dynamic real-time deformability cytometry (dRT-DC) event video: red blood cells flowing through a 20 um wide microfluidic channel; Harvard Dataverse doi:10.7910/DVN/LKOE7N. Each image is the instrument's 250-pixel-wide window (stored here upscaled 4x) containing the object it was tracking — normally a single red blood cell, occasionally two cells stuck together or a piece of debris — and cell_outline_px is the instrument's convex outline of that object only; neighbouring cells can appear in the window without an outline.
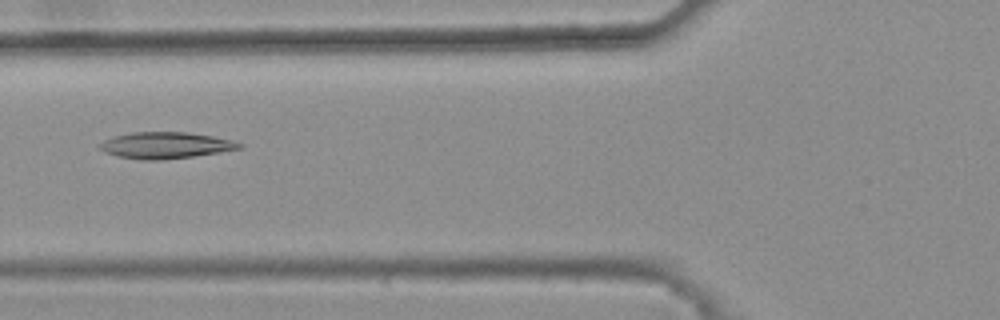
{"species": "common noctule bat (a hibernating species)", "species_latin": "Nyctalus noctula", "temperature_condition": "warm", "stored_images_in_passage": 47, "camera_frame_rate_fps": 3000, "um_per_image_px": 0.085, "animal": {"sex": "female", "body_mass_g": 25.1}, "frame": {"image": 1, "passage_image": 20, "time_ms": 6.333, "image_size_px": [1000, 320], "cell_outline_px": [[244, 144], [240, 148], [192, 156], [160, 160], [140, 160], [116, 156], [104, 152], [96, 144], [112, 136], [132, 132], [188, 132], [212, 136], [232, 140]], "centroid_in_image_um": [13.99, 12.34], "position_along_channel_um": 111.8, "area_um2": 21.44}}
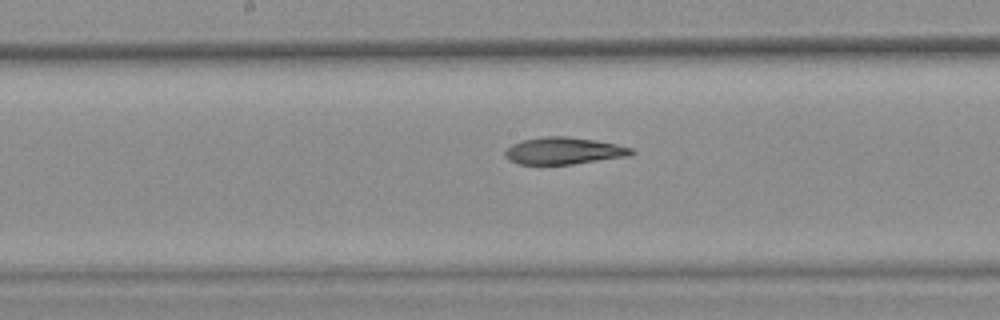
{"frame": {"image": 2, "passage_image": 27, "time_ms": 8.667, "image_size_px": [1000, 320], "cell_outline_px": [[636, 152], [632, 156], [572, 164], [516, 164], [508, 160], [504, 156], [504, 152], [512, 144], [520, 140], [544, 136], [568, 136], [596, 140], [616, 144], [632, 148]], "centroid_in_image_um": [47.93, 12.82], "position_along_channel_um": 200.3, "area_um2": 20.17}}
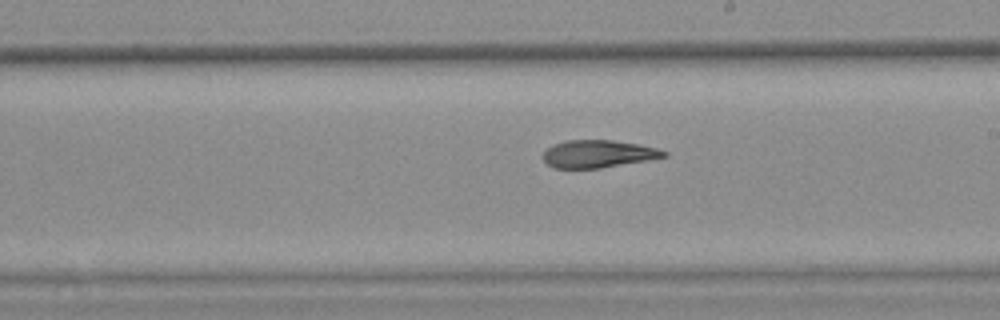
{"frame": {"image": 3, "passage_image": 30, "time_ms": 9.667, "image_size_px": [1000, 320], "cell_outline_px": [[668, 156], [648, 160], [600, 168], [552, 168], [540, 156], [552, 144], [564, 140], [612, 140], [640, 144], [656, 148], [668, 152]], "centroid_in_image_um": [50.82, 13.07], "position_along_channel_um": 238.2, "area_um2": 19.54}, "authors_computed_cell_mechanics": {"area_um2": 20.808, "velocity_mm_per_s": 3.7976, "shape_relaxation_time_tau1_ms": null, "shape_relaxation_time_tau2_ms": 3.9248, "deformation_change_tau1": null, "deformation_change_tau2": 0.1248}}